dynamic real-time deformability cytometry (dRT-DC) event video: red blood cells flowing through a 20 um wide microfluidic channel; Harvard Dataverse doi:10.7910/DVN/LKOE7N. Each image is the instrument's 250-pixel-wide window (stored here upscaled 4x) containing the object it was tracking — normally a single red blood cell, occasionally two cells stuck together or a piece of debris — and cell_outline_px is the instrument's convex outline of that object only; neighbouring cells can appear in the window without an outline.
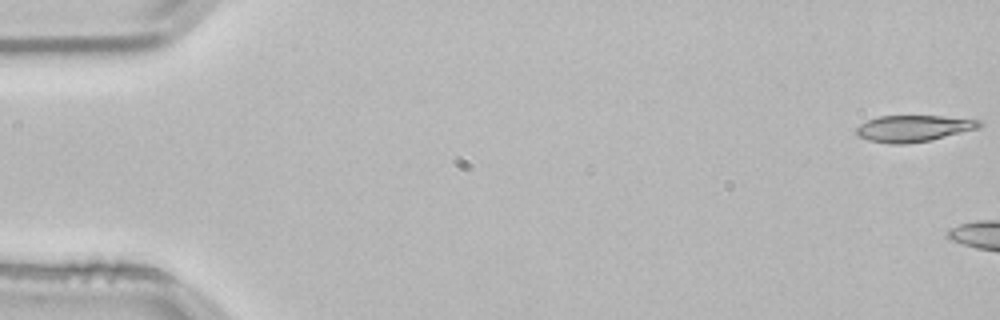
{"species": "common noctule bat (a hibernating species)", "species_latin": "Nyctalus noctula", "temperature_condition": "room temperature", "stored_images_in_passage": 6, "camera_frame_rate_fps": 3000, "um_per_image_px": 0.085, "animal": {"sex": "male", "body_mass_g": 21.5, "forearm_length_mm": 52.0}, "frame": {"image": 1, "passage_image": 1, "time_ms": 0.0, "image_size_px": [1000, 320], "cell_outline_px": [[984, 124], [980, 128], [932, 140], [908, 144], [888, 144], [868, 140], [856, 136], [856, 128], [860, 124], [868, 120], [880, 116], [940, 116], [980, 120]], "centroid_in_image_um": [77.65, 10.93], "position_along_channel_um": 7.3, "area_um2": 19.19}}